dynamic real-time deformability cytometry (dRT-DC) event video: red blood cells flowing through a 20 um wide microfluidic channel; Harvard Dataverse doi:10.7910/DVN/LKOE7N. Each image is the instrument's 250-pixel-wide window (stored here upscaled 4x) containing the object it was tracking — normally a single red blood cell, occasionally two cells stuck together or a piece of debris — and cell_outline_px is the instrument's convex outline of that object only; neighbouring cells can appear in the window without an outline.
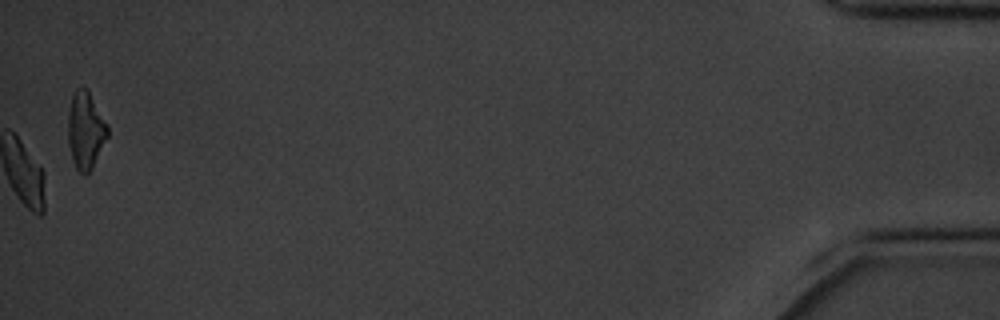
{"species": "common noctule bat (a hibernating species)", "species_latin": "Nyctalus noctula", "temperature_condition": "cold", "stored_images_in_passage": 16, "camera_frame_rate_fps": 3000, "um_per_image_px": 0.085, "animal": {"sex": "male", "body_mass_g": 20.1, "forearm_length_mm": 53.5}, "frame": {"image": 1, "passage_image": 16, "time_ms": 5.0, "image_size_px": [1000, 320], "cell_outline_px": [[108, 136], [92, 168], [84, 176], [76, 168], [72, 160], [68, 144], [68, 112], [72, 96], [76, 88], [88, 88], [108, 124]], "centroid_in_image_um": [7.28, 11.06], "position_along_channel_um": 427.9, "area_um2": 17.98}}